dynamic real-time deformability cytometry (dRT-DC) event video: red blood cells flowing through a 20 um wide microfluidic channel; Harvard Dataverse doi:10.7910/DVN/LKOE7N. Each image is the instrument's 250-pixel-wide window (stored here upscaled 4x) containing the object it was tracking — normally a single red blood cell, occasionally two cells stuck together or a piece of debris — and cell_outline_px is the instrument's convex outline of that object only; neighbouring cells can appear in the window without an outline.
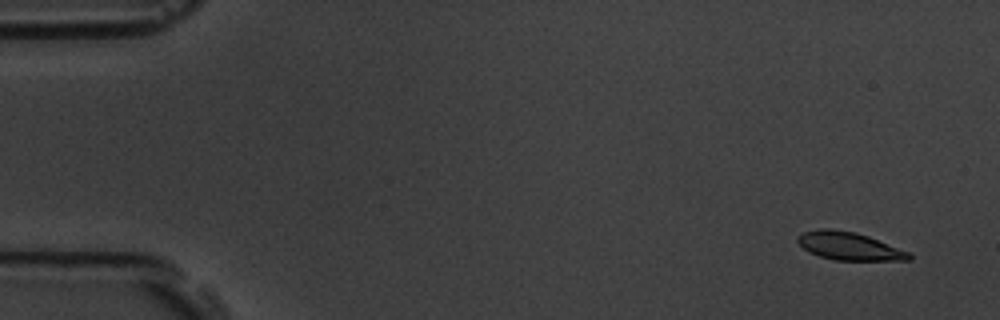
{"species": "common noctule bat (a hibernating species)", "species_latin": "Nyctalus noctula", "temperature_condition": "room temperature", "stored_images_in_passage": 5, "camera_frame_rate_fps": 3000, "um_per_image_px": 0.085, "animal": {"sex": "male", "body_mass_g": 19.5, "forearm_length_mm": 54.6}, "frame": {"image": 1, "passage_image": 1, "time_ms": 0.0, "image_size_px": [1000, 320], "cell_outline_px": [[912, 260], [836, 260], [820, 256], [808, 252], [796, 240], [796, 236], [804, 232], [820, 228], [828, 228], [856, 232], [868, 236], [908, 252], [912, 256]], "centroid_in_image_um": [72.14, 20.91], "position_along_channel_um": 12.9, "area_um2": 17.98}}
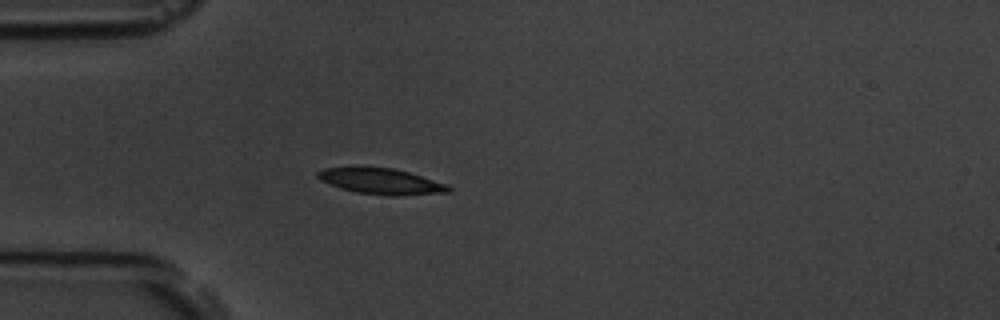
{"frame": {"image": 2, "passage_image": 5, "time_ms": 1.333, "image_size_px": [1000, 320], "cell_outline_px": [[452, 188], [448, 192], [396, 196], [392, 196], [356, 192], [340, 188], [320, 180], [316, 176], [316, 172], [324, 168], [356, 164], [392, 168], [408, 172], [448, 184]], "centroid_in_image_um": [32.31, 15.36], "position_along_channel_um": 52.7, "area_um2": 20.35}}